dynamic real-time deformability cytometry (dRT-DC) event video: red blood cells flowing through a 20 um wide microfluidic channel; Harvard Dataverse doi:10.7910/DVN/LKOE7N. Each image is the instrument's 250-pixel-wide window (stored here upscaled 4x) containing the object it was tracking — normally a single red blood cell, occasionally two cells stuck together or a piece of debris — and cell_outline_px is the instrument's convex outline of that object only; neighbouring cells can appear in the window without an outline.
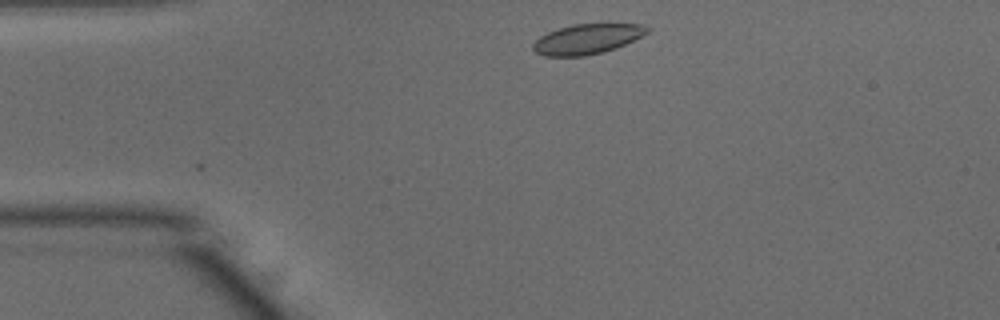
{"species": "common noctule bat (a hibernating species)", "species_latin": "Nyctalus noctula", "temperature_condition": "warm", "stored_images_in_passage": 2, "camera_frame_rate_fps": 3000, "um_per_image_px": 0.085, "animal": {"sex": "male", "body_mass_g": 15.6}, "frame": {"image": 1, "passage_image": 2, "time_ms": 0.333, "image_size_px": [1000, 320], "cell_outline_px": [[652, 28], [648, 32], [616, 48], [604, 52], [584, 56], [544, 56], [536, 52], [532, 48], [532, 44], [540, 36], [548, 32], [572, 24], [640, 24]], "centroid_in_image_um": [49.89, 3.32], "position_along_channel_um": 35.1, "area_um2": 19.83}}